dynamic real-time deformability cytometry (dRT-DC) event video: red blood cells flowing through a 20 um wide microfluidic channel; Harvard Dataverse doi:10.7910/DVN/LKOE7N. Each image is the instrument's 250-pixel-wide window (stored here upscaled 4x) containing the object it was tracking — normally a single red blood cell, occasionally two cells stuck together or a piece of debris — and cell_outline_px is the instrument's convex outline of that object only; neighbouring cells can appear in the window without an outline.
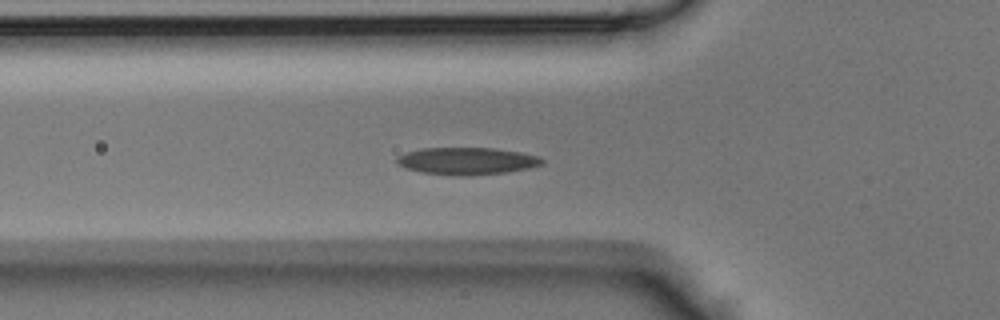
{"species": "Egyptian fruit bat (a non-hibernating species)", "species_latin": "Rousettus aegyptiacus", "temperature_condition": "room temperature", "stored_images_in_passage": 43, "camera_frame_rate_fps": 3000, "um_per_image_px": 0.085, "animal": {"sex": "male"}, "frame": {"image": 1, "passage_image": 14, "time_ms": 4.333, "image_size_px": [1000, 320], "cell_outline_px": [[544, 164], [528, 168], [508, 172], [472, 176], [460, 176], [420, 172], [404, 168], [396, 164], [396, 156], [404, 152], [420, 148], [492, 148], [520, 152], [540, 156], [544, 160]], "centroid_in_image_um": [39.65, 13.69], "position_along_channel_um": 86.1, "area_um2": 23.41}}
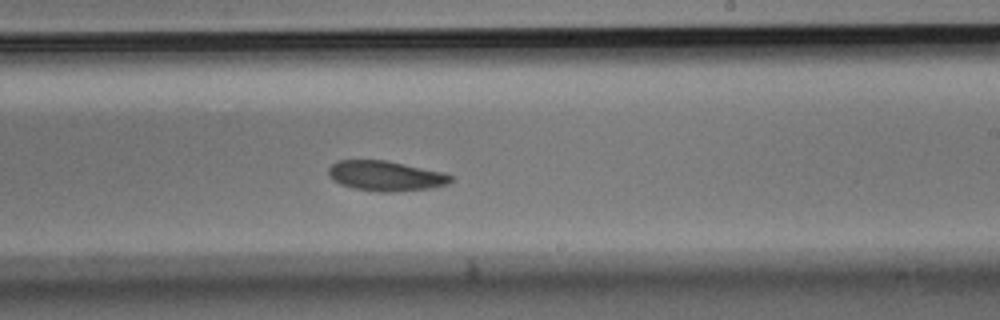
{"frame": {"image": 2, "passage_image": 25, "time_ms": 8.0, "image_size_px": [1000, 320], "cell_outline_px": [[452, 180], [448, 184], [432, 188], [392, 192], [380, 192], [352, 188], [340, 184], [332, 180], [328, 172], [328, 168], [336, 160], [388, 160], [444, 172], [452, 176]], "centroid_in_image_um": [32.78, 14.95], "position_along_channel_um": 256.2, "area_um2": 21.68}}
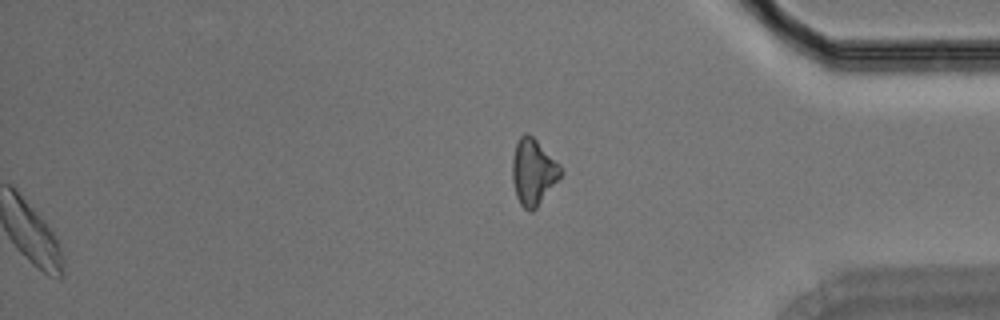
{"frame": {"image": 3, "passage_image": 43, "time_ms": 14.0, "image_size_px": [1000, 320], "cell_outline_px": [[564, 172], [536, 208], [532, 212], [528, 212], [520, 204], [516, 196], [512, 180], [512, 156], [516, 140], [524, 132], [528, 132], [560, 164]], "centroid_in_image_um": [45.31, 14.6], "position_along_channel_um": 389.9, "area_um2": 18.84}}